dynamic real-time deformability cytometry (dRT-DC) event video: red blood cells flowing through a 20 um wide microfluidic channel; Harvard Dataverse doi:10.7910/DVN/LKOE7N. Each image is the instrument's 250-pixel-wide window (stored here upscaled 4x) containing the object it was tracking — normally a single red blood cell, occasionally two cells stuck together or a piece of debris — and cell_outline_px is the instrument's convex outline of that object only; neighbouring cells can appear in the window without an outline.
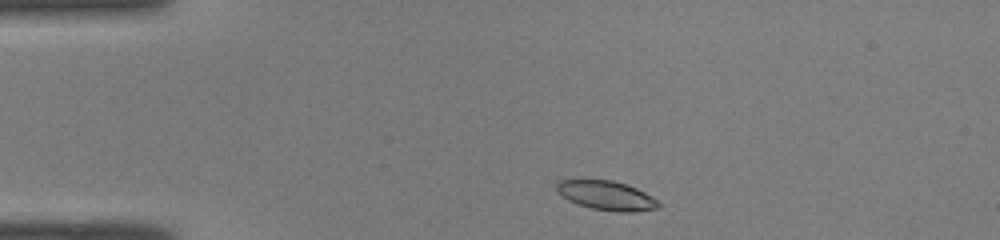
{"species": "common noctule bat (a hibernating species)", "species_latin": "Nyctalus noctula", "temperature_condition": "room temperature", "stored_images_in_passage": 41, "camera_frame_rate_fps": 3000, "um_per_image_px": 0.085, "animal": {"sex": "male", "body_mass_g": 19.0, "forearm_length_mm": 50.8}, "frame": {"image": 1, "passage_image": 2, "time_ms": 0.333, "image_size_px": [1000, 240], "cell_outline_px": [[660, 208], [632, 212], [620, 212], [592, 208], [568, 200], [556, 192], [556, 180], [612, 180], [636, 188], [652, 196], [660, 204]], "centroid_in_image_um": [51.54, 16.61], "position_along_channel_um": 33.5, "area_um2": 17.22}}
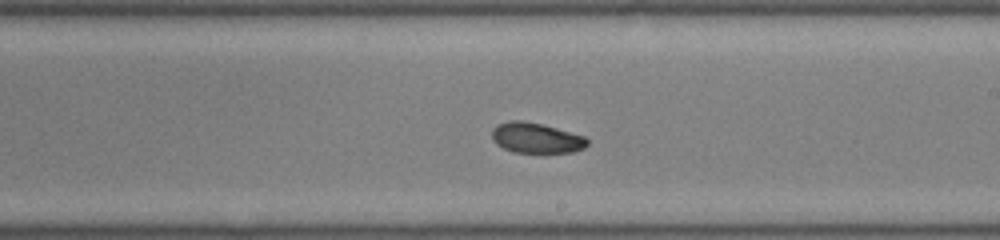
{"frame": {"image": 2, "passage_image": 21, "time_ms": 6.667, "image_size_px": [1000, 240], "cell_outline_px": [[588, 144], [584, 148], [572, 152], [512, 152], [496, 144], [492, 140], [492, 128], [496, 124], [508, 120], [520, 120], [540, 124], [556, 128], [584, 136], [588, 140]], "centroid_in_image_um": [45.53, 11.72], "position_along_channel_um": 243.5, "area_um2": 16.82}}
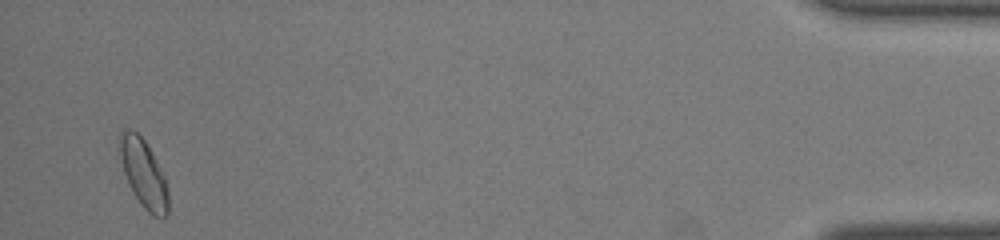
{"frame": {"image": 3, "passage_image": 40, "time_ms": 13.0, "image_size_px": [1000, 240], "cell_outline_px": [[168, 216], [152, 216], [140, 204], [124, 172], [120, 156], [120, 132], [128, 128], [136, 132], [144, 140], [164, 176], [168, 192]], "centroid_in_image_um": [12.21, 14.77], "position_along_channel_um": 423.0, "area_um2": 18.61}, "authors_computed_cell_mechanics": {"area_um2": 17.7446, "velocity_mm_per_s": 4.0757, "shape_relaxation_time_tau1_ms": 9.9383, "shape_relaxation_time_tau2_ms": 3.4126, "deformation_change_tau1": 0.1975, "deformation_change_tau2": 0.0648}}